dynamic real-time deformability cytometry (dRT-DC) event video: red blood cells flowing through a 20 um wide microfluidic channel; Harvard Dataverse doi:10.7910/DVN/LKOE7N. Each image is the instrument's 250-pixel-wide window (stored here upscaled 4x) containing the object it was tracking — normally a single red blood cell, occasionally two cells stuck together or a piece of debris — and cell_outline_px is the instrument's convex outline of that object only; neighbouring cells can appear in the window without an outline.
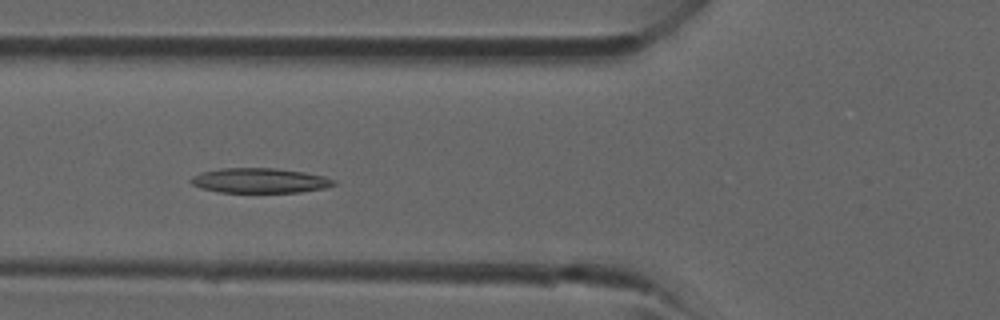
{"species": "common noctule bat (a hibernating species)", "species_latin": "Nyctalus noctula", "temperature_condition": "room temperature", "stored_images_in_passage": 31, "camera_frame_rate_fps": 3000, "um_per_image_px": 0.085, "animal": {"sex": "male", "forearm_length_mm": 52.5}, "frame": {"image": 1, "passage_image": 8, "time_ms": 2.333, "image_size_px": [1000, 320], "cell_outline_px": [[336, 184], [324, 188], [300, 192], [220, 192], [200, 188], [192, 184], [188, 180], [192, 176], [200, 172], [220, 168], [276, 168], [304, 172], [324, 176], [336, 180]], "centroid_in_image_um": [22.05, 15.34], "position_along_channel_um": 103.7, "area_um2": 20.81}}
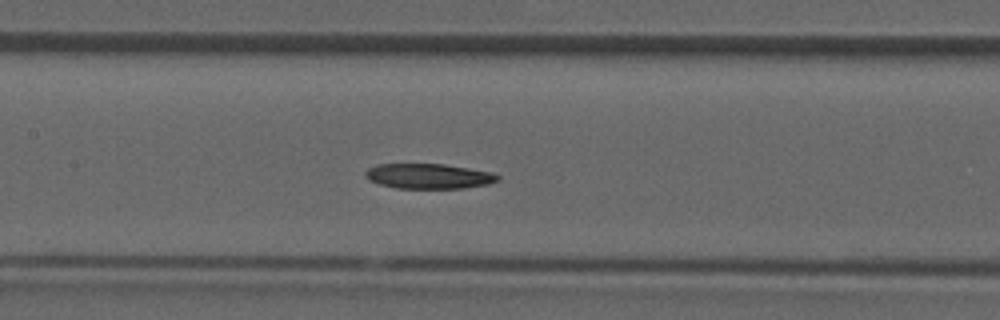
{"frame": {"image": 2, "passage_image": 12, "time_ms": 3.667, "image_size_px": [1000, 320], "cell_outline_px": [[500, 180], [488, 184], [464, 188], [396, 188], [380, 184], [368, 180], [364, 176], [364, 172], [368, 168], [376, 164], [444, 164], [492, 172], [500, 176]], "centroid_in_image_um": [36.42, 14.97], "position_along_channel_um": 171.0, "area_um2": 19.42}}
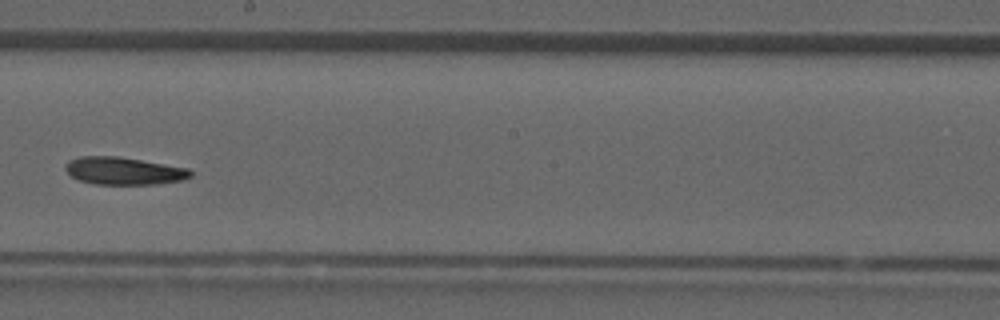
{"frame": {"image": 3, "passage_image": 16, "time_ms": 5.0, "image_size_px": [1000, 320], "cell_outline_px": [[192, 176], [184, 180], [156, 184], [92, 184], [80, 180], [72, 176], [64, 168], [68, 160], [80, 156], [116, 156], [188, 168], [192, 172]], "centroid_in_image_um": [10.52, 14.53], "position_along_channel_um": 237.7, "area_um2": 20.0}}